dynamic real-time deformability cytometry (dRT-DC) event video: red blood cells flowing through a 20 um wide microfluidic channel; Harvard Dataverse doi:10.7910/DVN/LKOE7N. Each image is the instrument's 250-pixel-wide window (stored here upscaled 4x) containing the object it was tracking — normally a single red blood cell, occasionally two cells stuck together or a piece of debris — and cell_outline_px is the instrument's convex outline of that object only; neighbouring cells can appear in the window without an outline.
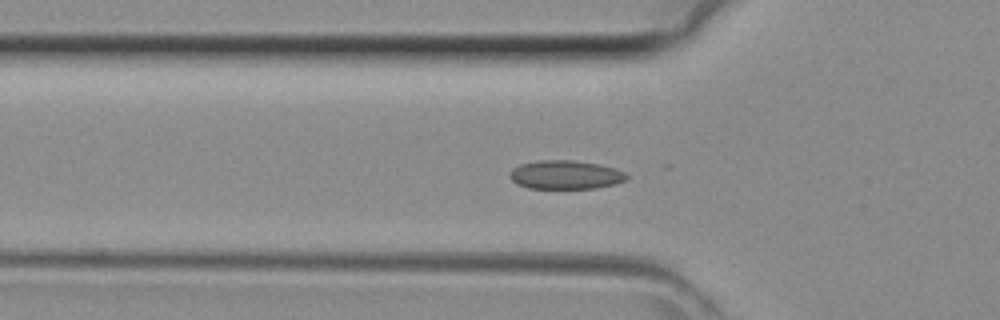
{"species": "common noctule bat (a hibernating species)", "species_latin": "Nyctalus noctula", "temperature_condition": "room temperature", "stored_images_in_passage": 42, "camera_frame_rate_fps": 3000, "um_per_image_px": 0.085, "animal": {"sex": "female", "body_mass_g": 29.2, "forearm_length_mm": 56.3}, "frame": {"image": 1, "passage_image": 12, "time_ms": 3.667, "image_size_px": [1000, 320], "cell_outline_px": [[628, 176], [624, 180], [616, 184], [596, 188], [528, 188], [516, 184], [508, 176], [512, 168], [520, 164], [536, 160], [572, 160], [600, 164], [616, 168], [624, 172]], "centroid_in_image_um": [48.04, 14.85], "position_along_channel_um": 77.8, "area_um2": 19.71}}
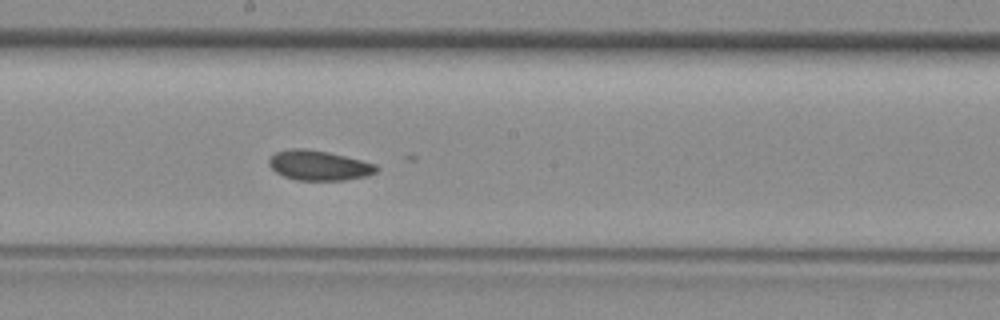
{"frame": {"image": 2, "passage_image": 21, "time_ms": 6.667, "image_size_px": [1000, 320], "cell_outline_px": [[380, 168], [376, 172], [368, 176], [344, 180], [296, 180], [284, 176], [276, 172], [268, 164], [268, 160], [276, 152], [292, 148], [304, 148], [328, 152], [376, 164]], "centroid_in_image_um": [27.12, 14.06], "position_along_channel_um": 221.1, "area_um2": 18.67}}
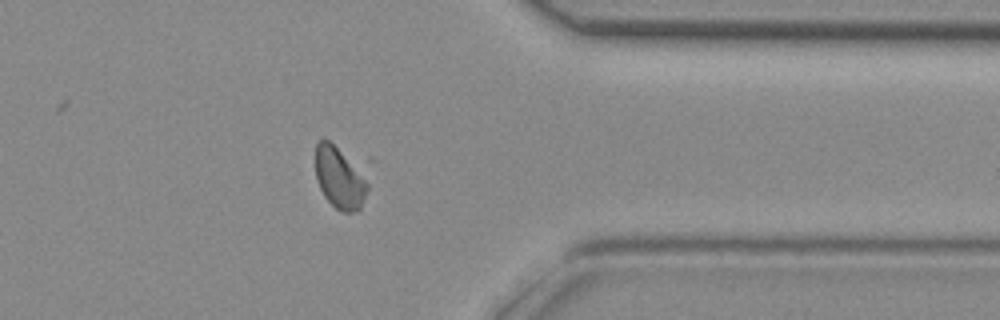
{"frame": {"image": 3, "passage_image": 32, "time_ms": 10.333, "image_size_px": [1000, 320], "cell_outline_px": [[368, 188], [360, 208], [356, 212], [340, 212], [324, 196], [320, 188], [316, 176], [316, 144], [320, 140], [328, 140], [336, 148], [368, 184]], "centroid_in_image_um": [28.81, 15.2], "position_along_channel_um": 382.6, "area_um2": 17.51}}